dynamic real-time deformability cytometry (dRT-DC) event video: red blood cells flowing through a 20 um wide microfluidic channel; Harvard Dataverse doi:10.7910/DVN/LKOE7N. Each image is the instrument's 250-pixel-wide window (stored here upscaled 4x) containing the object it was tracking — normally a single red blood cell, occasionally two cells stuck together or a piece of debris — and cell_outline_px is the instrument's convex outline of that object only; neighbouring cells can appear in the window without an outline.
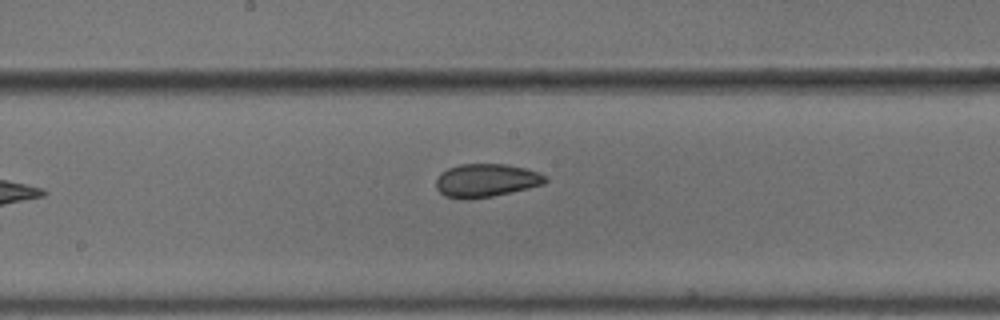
{"species": "common noctule bat (a hibernating species)", "species_latin": "Nyctalus noctula", "temperature_condition": "cold", "stored_images_in_passage": 5, "camera_frame_rate_fps": 3000, "um_per_image_px": 0.085, "animal": {"sex": "male", "body_mass_g": 18.8}, "frame": {"image": 1, "passage_image": 5, "time_ms": 1.333, "image_size_px": [1000, 320], "cell_outline_px": [[548, 180], [544, 184], [528, 188], [492, 196], [468, 200], [464, 200], [444, 196], [436, 188], [436, 180], [440, 172], [448, 168], [460, 164], [508, 164], [540, 172]], "centroid_in_image_um": [41.29, 15.34], "position_along_channel_um": 206.9, "area_um2": 21.33}}